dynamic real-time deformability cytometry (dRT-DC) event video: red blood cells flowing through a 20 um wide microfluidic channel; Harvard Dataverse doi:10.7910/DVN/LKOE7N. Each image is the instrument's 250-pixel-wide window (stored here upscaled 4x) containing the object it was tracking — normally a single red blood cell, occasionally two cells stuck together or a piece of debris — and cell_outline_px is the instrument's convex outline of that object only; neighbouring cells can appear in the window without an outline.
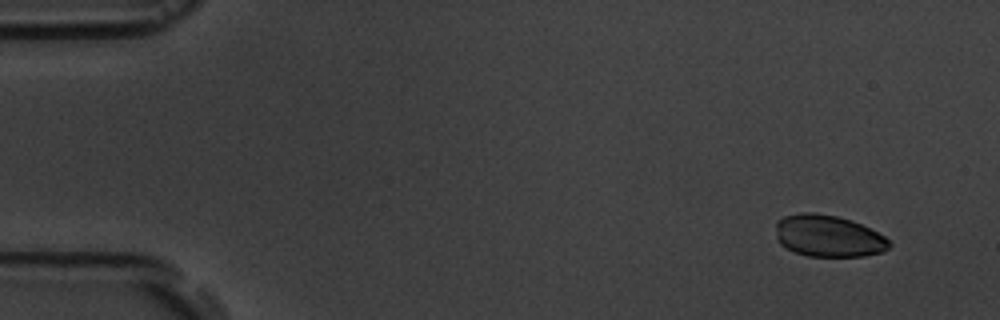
{"species": "common noctule bat (a hibernating species)", "species_latin": "Nyctalus noctula", "temperature_condition": "room temperature", "stored_images_in_passage": 16, "camera_frame_rate_fps": 3000, "um_per_image_px": 0.085, "animal": {"sex": "male", "body_mass_g": 19.5, "forearm_length_mm": 54.6}, "frame": {"image": 1, "passage_image": 1, "time_ms": 0.0, "image_size_px": [1000, 320], "cell_outline_px": [[892, 244], [884, 252], [864, 256], [808, 256], [796, 252], [780, 244], [776, 240], [776, 220], [784, 216], [800, 212], [812, 212], [836, 216], [852, 220], [884, 236]], "centroid_in_image_um": [70.38, 20.05], "position_along_channel_um": 14.6, "area_um2": 27.69}}
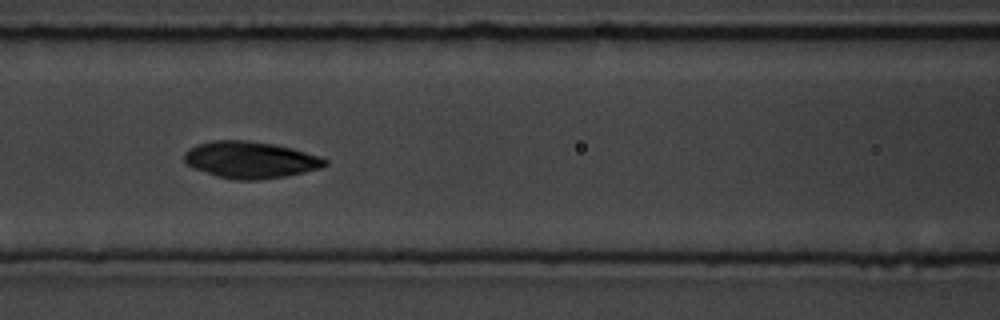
{"frame": {"image": 2, "passage_image": 7, "time_ms": 6.667, "image_size_px": [1000, 320], "cell_outline_px": [[328, 164], [320, 168], [304, 172], [284, 176], [260, 180], [236, 180], [216, 176], [192, 168], [184, 160], [184, 152], [196, 144], [212, 140], [248, 140], [272, 144], [292, 148], [320, 156], [328, 160]], "centroid_in_image_um": [21.26, 13.58], "position_along_channel_um": 145.3, "area_um2": 30.23}}
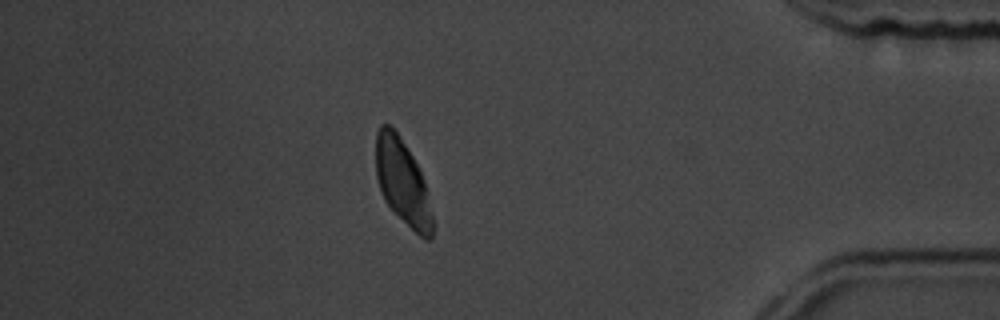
{"frame": {"image": 3, "passage_image": 14, "time_ms": 14.667, "image_size_px": [1000, 320], "cell_outline_px": [[432, 236], [428, 240], [424, 240], [384, 200], [380, 192], [376, 176], [376, 132], [380, 124], [388, 124], [400, 136], [412, 156], [424, 180], [432, 216]], "centroid_in_image_um": [34.18, 15.44], "position_along_channel_um": 401.0, "area_um2": 27.57}, "authors_computed_cell_mechanics": {"area_um2": 29.4491, "velocity_mm_per_s": 3.6925, "shape_relaxation_time_tau1_ms": null, "shape_relaxation_time_tau2_ms": 2.5772, "deformation_change_tau1": null, "deformation_change_tau2": 0.0527}}